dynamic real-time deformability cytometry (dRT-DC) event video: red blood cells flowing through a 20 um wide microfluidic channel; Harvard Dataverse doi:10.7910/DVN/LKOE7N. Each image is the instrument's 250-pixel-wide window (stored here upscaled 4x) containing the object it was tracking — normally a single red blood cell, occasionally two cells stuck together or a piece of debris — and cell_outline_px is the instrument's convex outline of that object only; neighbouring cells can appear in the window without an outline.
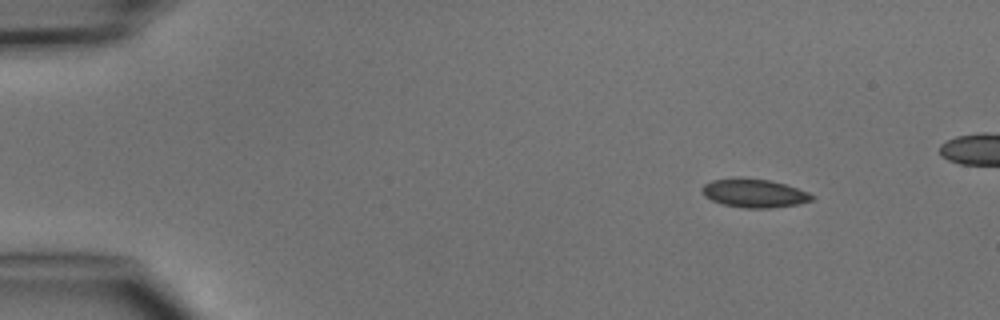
{"species": "common noctule bat (a hibernating species)", "species_latin": "Nyctalus noctula", "temperature_condition": "cold", "stored_images_in_passage": 3, "camera_frame_rate_fps": 3000, "um_per_image_px": 0.085, "animal": {"sex": "male", "body_mass_g": 15.6}, "frame": {"image": 1, "passage_image": 1, "time_ms": 0.0, "image_size_px": [1000, 320], "cell_outline_px": [[816, 196], [812, 200], [796, 204], [772, 208], [744, 208], [724, 204], [712, 200], [704, 196], [700, 192], [700, 188], [704, 184], [712, 180], [740, 176], [768, 180], [784, 184], [808, 192]], "centroid_in_image_um": [64.06, 16.4], "position_along_channel_um": 20.9, "area_um2": 18.44}}